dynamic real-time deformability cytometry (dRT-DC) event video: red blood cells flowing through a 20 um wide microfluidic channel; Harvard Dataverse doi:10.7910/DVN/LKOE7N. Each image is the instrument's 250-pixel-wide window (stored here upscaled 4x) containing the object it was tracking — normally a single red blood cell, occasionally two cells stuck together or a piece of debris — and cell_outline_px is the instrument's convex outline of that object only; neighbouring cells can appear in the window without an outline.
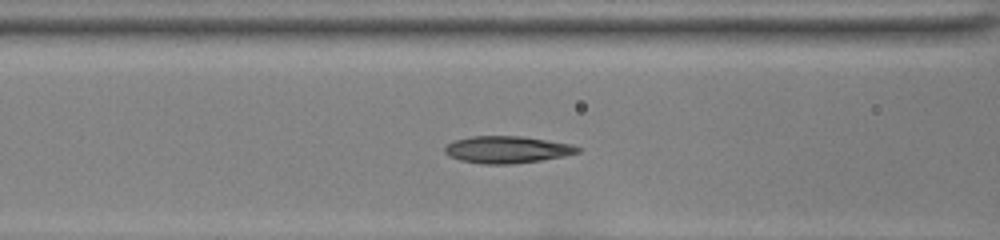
{"species": "common noctule bat (a hibernating species)", "species_latin": "Nyctalus noctula", "temperature_condition": "room temperature", "stored_images_in_passage": 53, "camera_frame_rate_fps": 3000, "um_per_image_px": 0.085, "animal": {"sex": "female", "body_mass_g": 22.0, "forearm_length_mm": 56.7}, "frame": {"image": 1, "passage_image": 24, "time_ms": 7.667, "image_size_px": [1000, 240], "cell_outline_px": [[584, 148], [580, 152], [564, 156], [540, 160], [512, 164], [480, 164], [460, 160], [448, 156], [444, 152], [444, 148], [452, 140], [472, 136], [524, 136], [572, 144]], "centroid_in_image_um": [43.11, 12.71], "position_along_channel_um": 123.5, "area_um2": 21.21}}
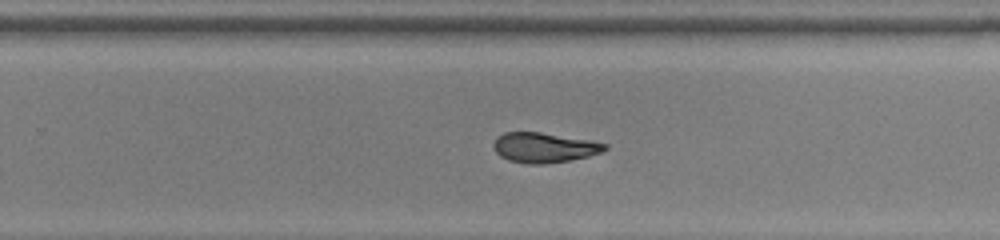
{"frame": {"image": 2, "passage_image": 36, "time_ms": 11.667, "image_size_px": [1000, 240], "cell_outline_px": [[608, 148], [604, 152], [588, 156], [568, 160], [544, 164], [528, 164], [508, 160], [500, 156], [496, 152], [492, 144], [496, 136], [504, 132], [540, 132], [592, 140], [608, 144]], "centroid_in_image_um": [46.26, 12.53], "position_along_channel_um": 283.5, "area_um2": 19.65}}
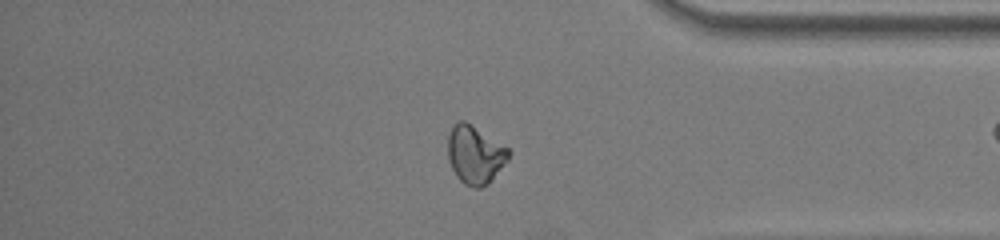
{"frame": {"image": 3, "passage_image": 45, "time_ms": 14.667, "image_size_px": [1000, 240], "cell_outline_px": [[512, 152], [508, 160], [488, 184], [480, 188], [472, 188], [464, 184], [456, 176], [448, 160], [448, 136], [452, 124], [460, 120], [464, 120], [508, 148]], "centroid_in_image_um": [40.37, 13.16], "position_along_channel_um": 394.8, "area_um2": 20.63}, "authors_computed_cell_mechanics": {"area_um2": 20.6924, "velocity_mm_per_s": 4.0055, "shape_relaxation_time_tau1_ms": null, "shape_relaxation_time_tau2_ms": 0.9858, "deformation_change_tau1": null, "deformation_change_tau2": 0.042}}